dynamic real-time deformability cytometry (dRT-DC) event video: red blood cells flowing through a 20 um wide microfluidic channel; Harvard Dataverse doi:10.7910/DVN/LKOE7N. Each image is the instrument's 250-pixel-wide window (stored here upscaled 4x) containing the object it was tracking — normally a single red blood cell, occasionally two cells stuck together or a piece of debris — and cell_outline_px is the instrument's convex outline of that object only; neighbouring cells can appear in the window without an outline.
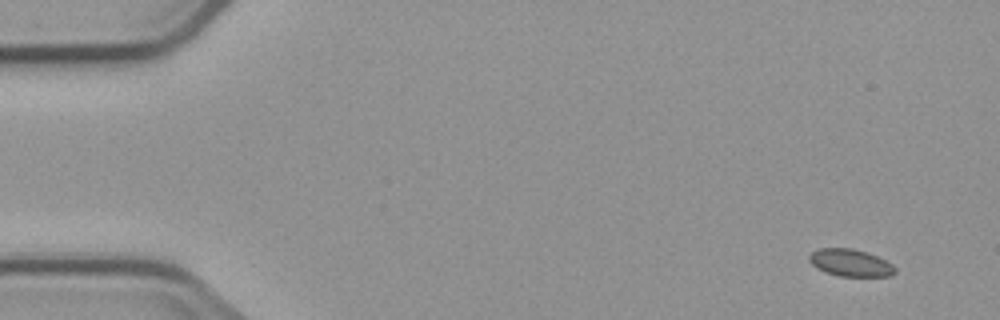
{"species": "common noctule bat (a hibernating species)", "species_latin": "Nyctalus noctula", "temperature_condition": "cold", "stored_images_in_passage": 4, "camera_frame_rate_fps": 3000, "um_per_image_px": 0.085, "animal": {"sex": "male", "body_mass_g": 23.1, "forearm_length_mm": 52.7}, "frame": {"image": 1, "passage_image": 1, "time_ms": 0.0, "image_size_px": [1000, 320], "cell_outline_px": [[896, 272], [892, 276], [840, 276], [824, 272], [816, 268], [808, 260], [808, 256], [812, 252], [820, 248], [852, 248], [868, 252], [892, 264], [896, 268]], "centroid_in_image_um": [72.28, 22.34], "position_along_channel_um": 12.7, "area_um2": 13.7}}